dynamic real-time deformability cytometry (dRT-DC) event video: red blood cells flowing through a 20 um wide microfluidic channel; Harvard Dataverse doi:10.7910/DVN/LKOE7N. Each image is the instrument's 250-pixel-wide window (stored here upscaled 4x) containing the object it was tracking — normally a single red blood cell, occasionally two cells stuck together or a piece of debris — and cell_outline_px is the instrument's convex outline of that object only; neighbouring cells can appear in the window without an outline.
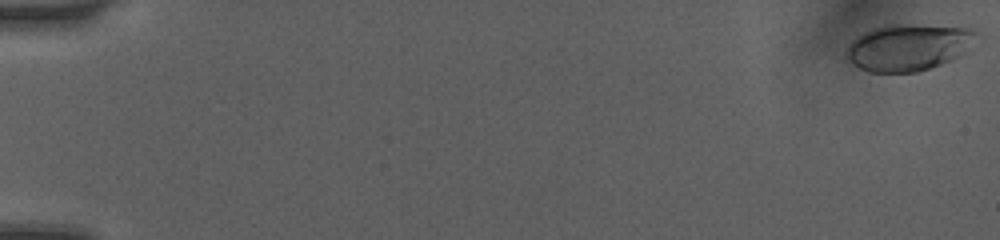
{"species": "human", "species_latin": "Homo sapiens", "temperature_condition": "room temperature", "stored_images_in_passage": 8, "camera_frame_rate_fps": 3000, "um_per_image_px": 0.085, "donor": {"sex": "female"}, "frame": {"image": 1, "passage_image": 1, "time_ms": 0.0, "image_size_px": [1000, 240], "cell_outline_px": [[984, 36], [952, 60], [916, 72], [868, 72], [860, 68], [848, 60], [848, 48], [852, 40], [856, 36], [872, 28], [896, 24], [900, 24], [968, 28]], "centroid_in_image_um": [77.25, 4.01], "position_along_channel_um": 7.7, "area_um2": 35.08}}
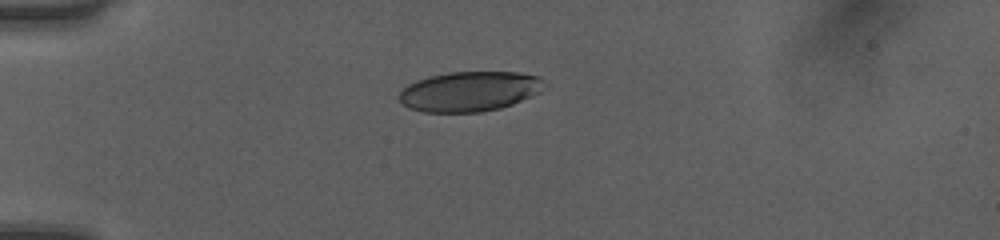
{"frame": {"image": 2, "passage_image": 6, "time_ms": 4.667, "image_size_px": [1000, 240], "cell_outline_px": [[544, 80], [540, 92], [512, 104], [500, 108], [480, 112], [424, 112], [408, 108], [400, 100], [400, 92], [408, 84], [416, 80], [428, 76], [448, 72], [520, 72], [540, 76]], "centroid_in_image_um": [39.91, 7.76], "position_along_channel_um": 45.1, "area_um2": 33.76}}
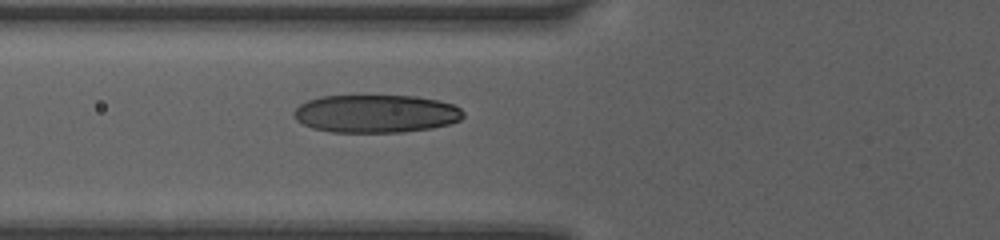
{"frame": {"image": 3, "passage_image": 8, "time_ms": 6.667, "image_size_px": [1000, 240], "cell_outline_px": [[464, 116], [460, 120], [448, 124], [432, 128], [404, 132], [332, 132], [312, 128], [296, 120], [292, 116], [292, 112], [300, 104], [308, 100], [320, 96], [416, 96], [436, 100], [452, 104], [460, 108], [464, 112]], "centroid_in_image_um": [31.93, 9.66], "position_along_channel_um": 93.9, "area_um2": 37.57}}